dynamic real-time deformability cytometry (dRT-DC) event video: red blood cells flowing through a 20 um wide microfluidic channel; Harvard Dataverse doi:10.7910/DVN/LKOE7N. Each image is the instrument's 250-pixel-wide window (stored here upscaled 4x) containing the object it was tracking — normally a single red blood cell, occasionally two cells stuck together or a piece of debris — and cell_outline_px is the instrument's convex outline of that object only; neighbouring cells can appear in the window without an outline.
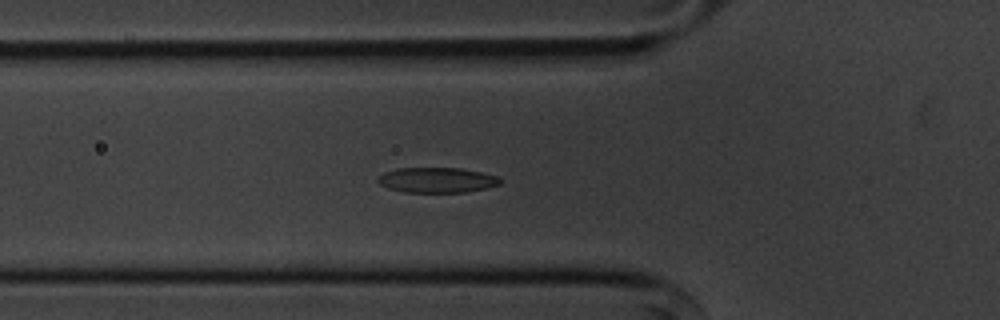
{"species": "common noctule bat (a hibernating species)", "species_latin": "Nyctalus noctula", "temperature_condition": "cold", "stored_images_in_passage": 57, "camera_frame_rate_fps": 3000, "um_per_image_px": 0.085, "animal": {"sex": "male", "body_mass_g": 20.1, "forearm_length_mm": 53.5}, "frame": {"image": 1, "passage_image": 20, "time_ms": 6.333, "image_size_px": [1000, 320], "cell_outline_px": [[504, 180], [500, 184], [468, 192], [404, 192], [388, 188], [380, 184], [376, 180], [384, 172], [400, 168], [460, 168], [500, 176]], "centroid_in_image_um": [37.18, 15.3], "position_along_channel_um": 88.6, "area_um2": 17.98}}
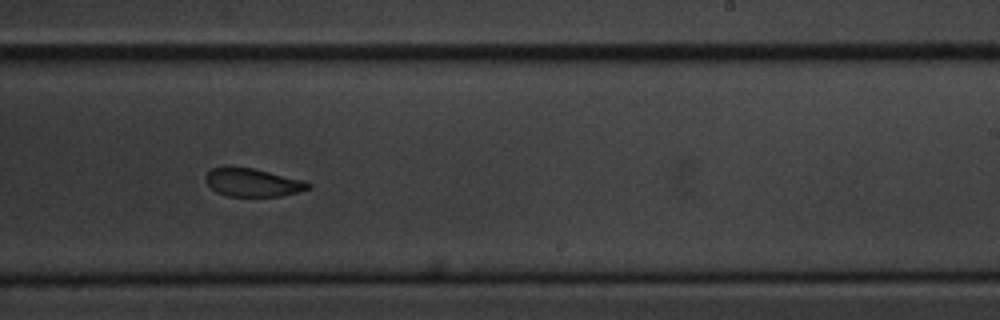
{"frame": {"image": 2, "passage_image": 35, "time_ms": 11.333, "image_size_px": [1000, 320], "cell_outline_px": [[312, 188], [280, 196], [228, 196], [216, 192], [204, 180], [204, 176], [212, 168], [224, 164], [252, 168], [304, 180], [312, 184]], "centroid_in_image_um": [21.43, 15.48], "position_along_channel_um": 267.6, "area_um2": 17.17}}
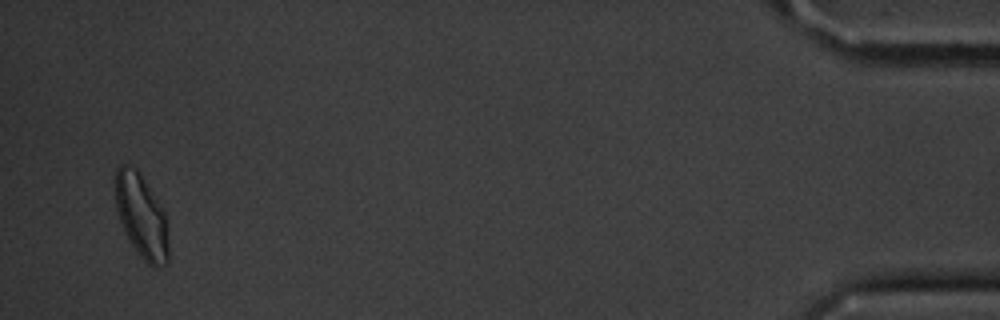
{"frame": {"image": 3, "passage_image": 55, "time_ms": 18.0, "image_size_px": [1000, 320], "cell_outline_px": [[168, 264], [160, 268], [152, 268], [136, 252], [120, 220], [116, 208], [116, 168], [120, 164], [128, 164], [136, 168], [140, 172], [164, 212], [168, 248]], "centroid_in_image_um": [12.03, 18.39], "position_along_channel_um": 423.2, "area_um2": 25.66}, "authors_computed_cell_mechanics": {"area_um2": 18.3804, "velocity_mm_per_s": 3.5621, "shape_relaxation_time_tau1_ms": 2.9922, "shape_relaxation_time_tau2_ms": 3.4326, "deformation_change_tau1": 0.1143, "deformation_change_tau2": 0.099}}